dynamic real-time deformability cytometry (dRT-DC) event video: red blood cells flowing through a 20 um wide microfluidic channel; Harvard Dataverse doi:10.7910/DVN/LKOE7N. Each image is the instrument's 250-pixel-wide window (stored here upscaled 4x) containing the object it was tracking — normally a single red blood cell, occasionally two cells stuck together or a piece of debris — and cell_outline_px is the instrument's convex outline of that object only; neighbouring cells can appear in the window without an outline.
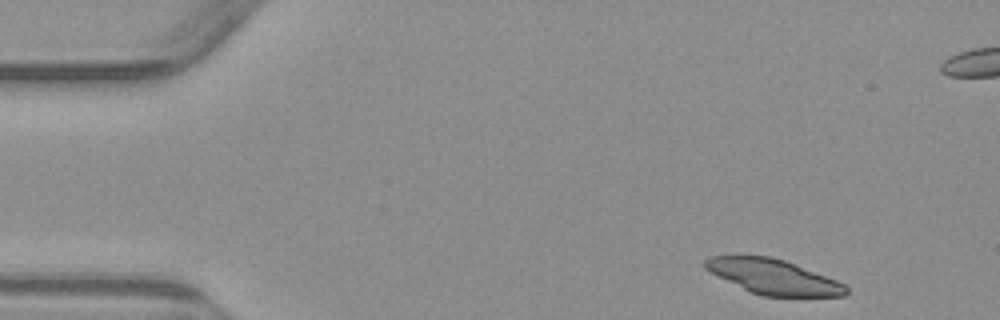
{"species": "common noctule bat (a hibernating species)", "species_latin": "Nyctalus noctula", "temperature_condition": "warm", "stored_images_in_passage": 5, "camera_frame_rate_fps": 3000, "um_per_image_px": 0.085, "animal": {"sex": "male", "body_mass_g": 23.1, "forearm_length_mm": 52.7}, "frame": {"image": 1, "passage_image": 1, "time_ms": 0.0, "image_size_px": [1000, 320], "cell_outline_px": [[848, 292], [844, 296], [764, 296], [752, 292], [704, 268], [704, 260], [708, 256], [768, 256], [784, 260], [836, 280], [844, 284], [848, 288]], "centroid_in_image_um": [65.76, 23.52], "position_along_channel_um": 19.2, "area_um2": 27.92}}